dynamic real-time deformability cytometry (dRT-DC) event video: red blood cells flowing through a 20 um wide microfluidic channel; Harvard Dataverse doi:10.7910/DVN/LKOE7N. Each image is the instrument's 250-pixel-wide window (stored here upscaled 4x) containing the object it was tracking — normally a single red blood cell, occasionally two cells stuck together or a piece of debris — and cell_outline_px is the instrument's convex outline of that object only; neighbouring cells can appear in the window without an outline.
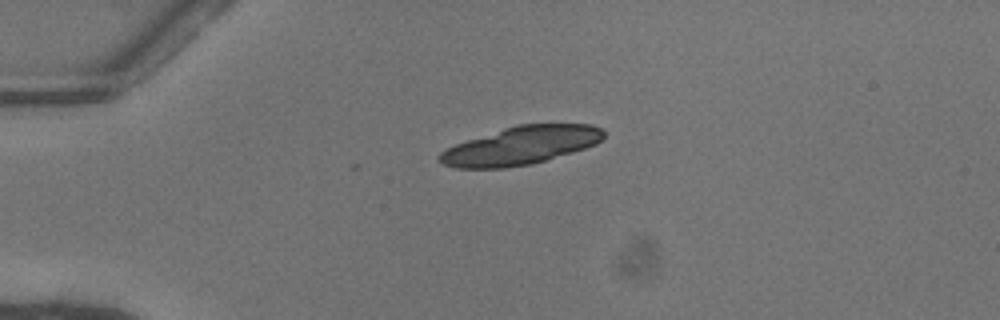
{"species": "common noctule bat (a hibernating species)", "species_latin": "Nyctalus noctula", "temperature_condition": "warm", "stored_images_in_passage": 11, "camera_frame_rate_fps": 3000, "um_per_image_px": 0.085, "animal": {"sex": "female"}, "frame": {"image": 1, "passage_image": 1, "time_ms": 0.0, "image_size_px": [1000, 320], "cell_outline_px": [[604, 136], [596, 144], [572, 152], [532, 164], [504, 168], [456, 168], [444, 164], [440, 160], [440, 152], [456, 144], [516, 124], [592, 124], [600, 128], [604, 132]], "centroid_in_image_um": [44.29, 12.37], "position_along_channel_um": 40.7, "area_um2": 36.01}}